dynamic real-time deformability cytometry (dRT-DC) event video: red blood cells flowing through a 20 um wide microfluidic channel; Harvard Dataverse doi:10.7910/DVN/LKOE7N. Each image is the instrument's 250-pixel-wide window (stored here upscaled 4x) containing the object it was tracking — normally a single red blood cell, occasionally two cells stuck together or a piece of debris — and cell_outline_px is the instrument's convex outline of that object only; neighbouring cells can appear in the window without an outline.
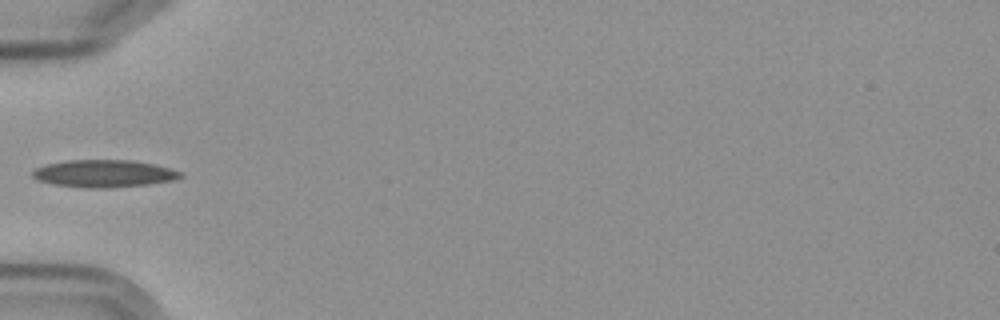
{"species": "Egyptian fruit bat (a non-hibernating species)", "species_latin": "Rousettus aegyptiacus", "temperature_condition": "cold", "stored_images_in_passage": 6, "camera_frame_rate_fps": 3000, "um_per_image_px": 0.085, "frame": {"image": 1, "passage_image": 3, "time_ms": 3.333, "image_size_px": [1000, 320], "cell_outline_px": [[184, 176], [172, 180], [148, 184], [108, 188], [88, 188], [52, 184], [40, 180], [32, 176], [32, 172], [36, 168], [44, 164], [68, 160], [132, 160], [156, 164], [180, 172]], "centroid_in_image_um": [8.82, 14.75], "position_along_channel_um": 76.2, "area_um2": 23.52}}
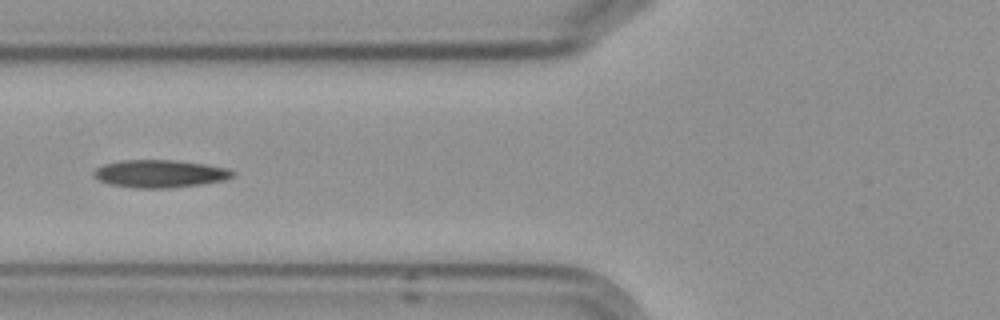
{"frame": {"image": 2, "passage_image": 4, "time_ms": 4.333, "image_size_px": [1000, 320], "cell_outline_px": [[236, 176], [224, 180], [200, 184], [168, 188], [136, 188], [108, 184], [92, 176], [92, 172], [96, 168], [104, 164], [120, 160], [172, 160], [204, 164], [228, 168], [236, 172]], "centroid_in_image_um": [13.58, 14.76], "position_along_channel_um": 112.2, "area_um2": 22.48}}
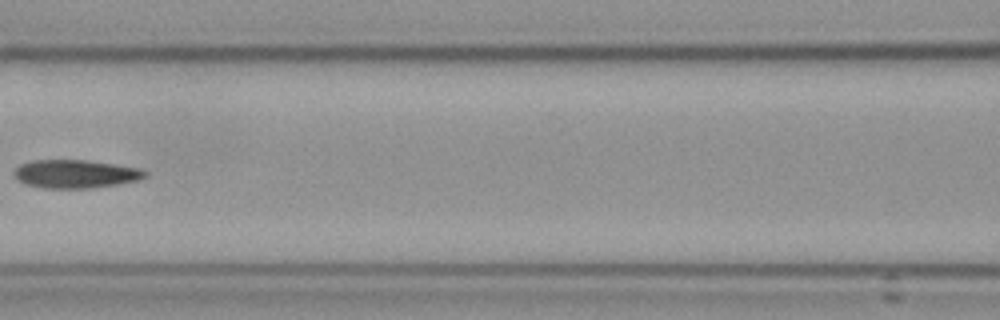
{"frame": {"image": 3, "passage_image": 5, "time_ms": 5.667, "image_size_px": [1000, 320], "cell_outline_px": [[148, 176], [140, 180], [92, 188], [44, 188], [24, 184], [12, 176], [12, 172], [20, 164], [32, 160], [84, 160], [116, 164], [140, 168], [148, 172]], "centroid_in_image_um": [6.41, 14.78], "position_along_channel_um": 160.2, "area_um2": 21.85}}